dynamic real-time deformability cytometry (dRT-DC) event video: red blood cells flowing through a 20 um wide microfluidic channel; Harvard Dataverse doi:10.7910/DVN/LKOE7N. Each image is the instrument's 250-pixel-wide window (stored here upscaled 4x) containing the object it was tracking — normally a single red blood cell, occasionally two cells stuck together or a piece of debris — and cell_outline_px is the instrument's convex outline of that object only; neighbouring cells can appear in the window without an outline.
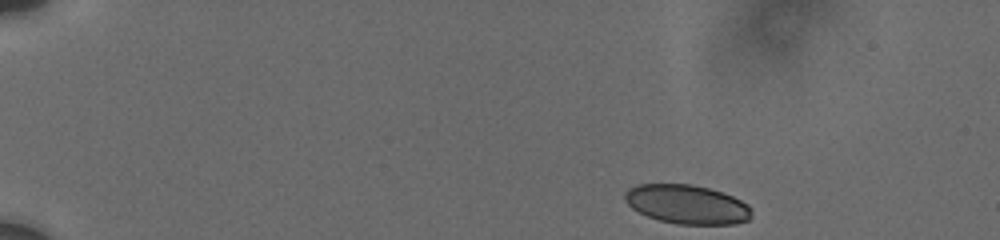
{"species": "human", "species_latin": "Homo sapiens", "temperature_condition": "cold", "stored_images_in_passage": 19, "camera_frame_rate_fps": 3000, "um_per_image_px": 0.085, "donor": {"sex": "male"}, "frame": {"image": 1, "passage_image": 1, "time_ms": 0.0, "image_size_px": [1000, 240], "cell_outline_px": [[752, 216], [748, 220], [736, 224], [676, 224], [660, 220], [648, 216], [632, 208], [624, 200], [624, 196], [628, 188], [636, 184], [692, 184], [708, 188], [732, 196], [748, 204], [752, 208]], "centroid_in_image_um": [58.4, 17.37], "position_along_channel_um": 26.6, "area_um2": 28.9}}
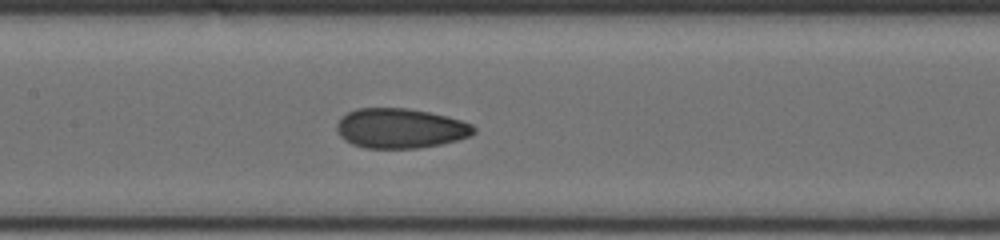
{"frame": {"image": 2, "passage_image": 10, "time_ms": 7.0, "image_size_px": [1000, 240], "cell_outline_px": [[476, 132], [472, 136], [440, 144], [416, 148], [364, 148], [352, 144], [344, 140], [340, 136], [336, 128], [336, 124], [348, 112], [356, 108], [408, 108], [428, 112], [460, 120], [472, 124], [476, 128]], "centroid_in_image_um": [34.03, 10.91], "position_along_channel_um": 173.4, "area_um2": 31.73}}
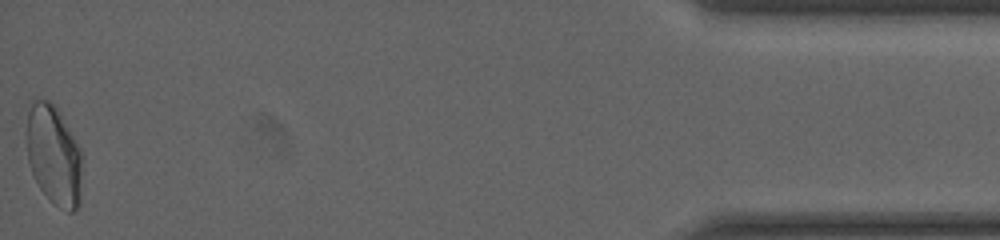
{"frame": {"image": 3, "passage_image": 19, "time_ms": 16.0, "image_size_px": [1000, 240], "cell_outline_px": [[80, 204], [72, 212], [68, 212], [60, 208], [40, 188], [32, 172], [28, 160], [28, 112], [32, 100], [48, 100], [60, 112], [76, 140], [80, 148]], "centroid_in_image_um": [4.59, 13.19], "position_along_channel_um": 430.6, "area_um2": 31.56}, "authors_computed_cell_mechanics": {"area_um2": 31.2698, "velocity_mm_per_s": 3.7217, "shape_relaxation_time_tau1_ms": null, "shape_relaxation_time_tau2_ms": 1.1592, "deformation_change_tau1": null, "deformation_change_tau2": 0.0601}}